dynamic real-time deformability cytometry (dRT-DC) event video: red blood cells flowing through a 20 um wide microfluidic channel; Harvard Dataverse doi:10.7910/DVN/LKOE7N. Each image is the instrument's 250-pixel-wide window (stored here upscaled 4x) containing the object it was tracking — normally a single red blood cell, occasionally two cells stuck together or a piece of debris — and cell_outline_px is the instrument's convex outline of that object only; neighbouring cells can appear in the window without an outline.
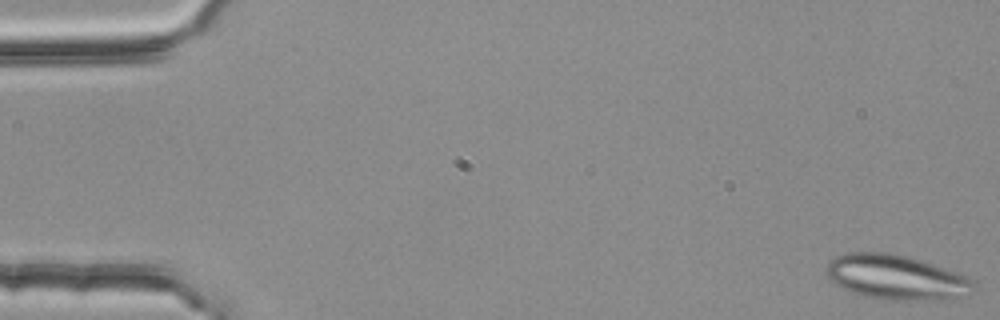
{"species": "common noctule bat (a hibernating species)", "species_latin": "Nyctalus noctula", "temperature_condition": "room temperature", "stored_images_in_passage": 4, "camera_frame_rate_fps": 3000, "um_per_image_px": 0.085, "animal": {"sex": "female", "body_mass_g": 25.1}, "frame": {"image": 1, "passage_image": 1, "time_ms": 0.0, "image_size_px": [1000, 320], "cell_outline_px": [[976, 292], [968, 296], [944, 300], [936, 300], [864, 296], [852, 292], [836, 284], [824, 272], [828, 260], [836, 256], [848, 252], [888, 252], [908, 256], [956, 272], [972, 280]], "centroid_in_image_um": [76.18, 23.54], "position_along_channel_um": 8.8, "area_um2": 38.03}}